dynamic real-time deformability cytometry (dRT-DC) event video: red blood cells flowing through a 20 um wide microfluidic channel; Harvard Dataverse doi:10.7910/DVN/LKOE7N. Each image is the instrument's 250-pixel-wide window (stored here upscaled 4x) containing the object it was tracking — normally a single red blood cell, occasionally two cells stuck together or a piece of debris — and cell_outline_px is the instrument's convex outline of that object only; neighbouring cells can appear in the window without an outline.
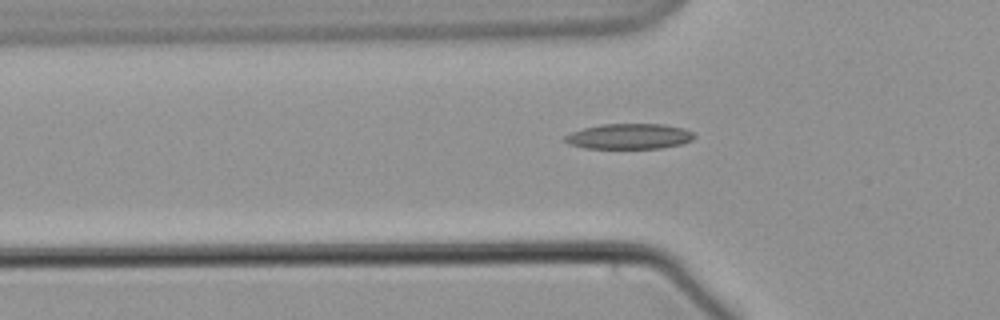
{"species": "common noctule bat (a hibernating species)", "species_latin": "Nyctalus noctula", "temperature_condition": "warm", "stored_images_in_passage": 42, "camera_frame_rate_fps": 3000, "um_per_image_px": 0.085, "animal": {"sex": "male", "body_mass_g": 21.5, "forearm_length_mm": 52.0}, "frame": {"image": 1, "passage_image": 9, "time_ms": 2.667, "image_size_px": [1000, 320], "cell_outline_px": [[696, 136], [692, 140], [680, 144], [660, 148], [584, 148], [568, 144], [564, 140], [564, 136], [572, 132], [584, 128], [600, 124], [664, 124], [684, 128], [692, 132]], "centroid_in_image_um": [53.48, 11.58], "position_along_channel_um": 72.3, "area_um2": 19.13}}
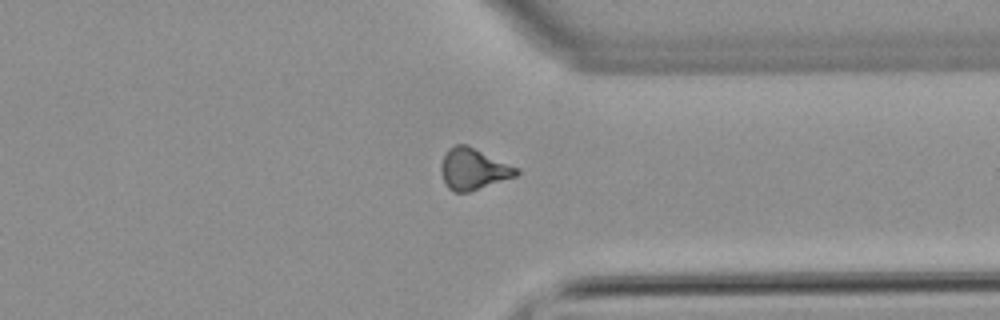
{"frame": {"image": 2, "passage_image": 34, "time_ms": 11.0, "image_size_px": [1000, 320], "cell_outline_px": [[520, 172], [516, 176], [468, 192], [456, 192], [448, 188], [444, 184], [440, 172], [440, 164], [448, 148], [456, 144], [464, 144], [520, 168]], "centroid_in_image_um": [40.21, 14.37], "position_along_channel_um": 371.2, "area_um2": 18.09}}
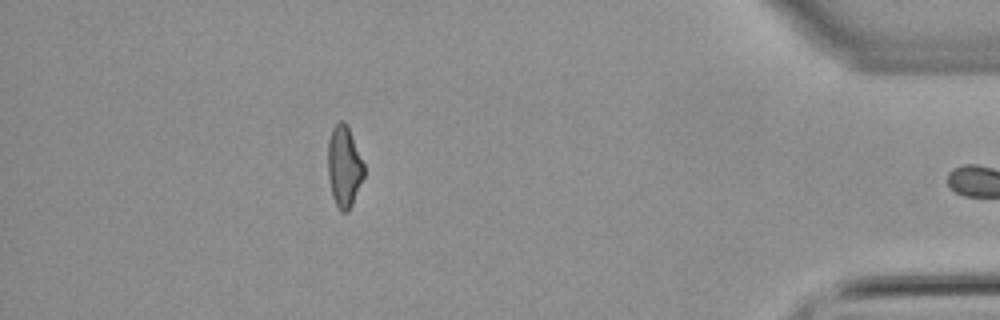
{"frame": {"image": 3, "passage_image": 41, "time_ms": 13.333, "image_size_px": [1000, 320], "cell_outline_px": [[364, 176], [352, 204], [348, 212], [340, 212], [332, 196], [328, 176], [328, 140], [332, 128], [340, 120], [344, 120], [348, 128], [364, 164]], "centroid_in_image_um": [29.23, 14.17], "position_along_channel_um": 406.0, "area_um2": 16.94}}